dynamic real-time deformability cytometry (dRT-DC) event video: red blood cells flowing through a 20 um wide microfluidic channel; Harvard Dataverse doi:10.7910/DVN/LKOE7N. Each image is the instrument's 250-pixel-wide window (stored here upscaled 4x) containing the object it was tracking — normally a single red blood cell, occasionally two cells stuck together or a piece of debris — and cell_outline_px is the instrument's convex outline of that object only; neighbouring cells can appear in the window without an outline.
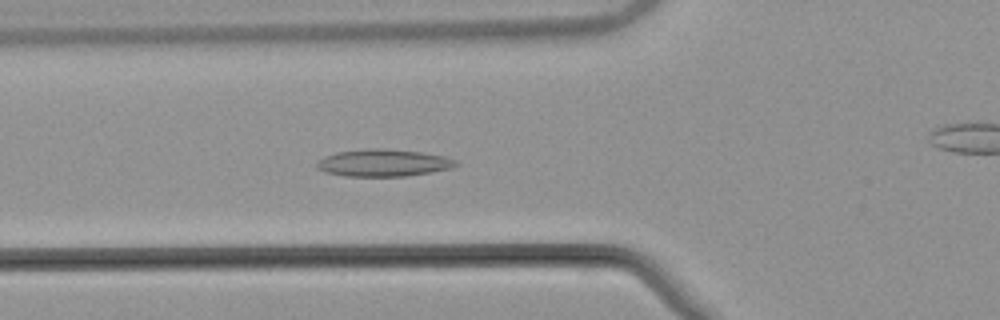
{"species": "common noctule bat (a hibernating species)", "species_latin": "Nyctalus noctula", "temperature_condition": "warm", "stored_images_in_passage": 55, "camera_frame_rate_fps": 3000, "um_per_image_px": 0.085, "animal": {"sex": "male", "body_mass_g": 21.5, "forearm_length_mm": 52.0}, "frame": {"image": 1, "passage_image": 20, "time_ms": 6.333, "image_size_px": [1000, 320], "cell_outline_px": [[460, 164], [452, 168], [432, 172], [404, 176], [344, 176], [324, 172], [316, 168], [316, 164], [324, 156], [336, 152], [372, 148], [384, 148], [420, 152], [444, 156], [456, 160]], "centroid_in_image_um": [32.59, 13.84], "position_along_channel_um": 93.2, "area_um2": 22.08}}
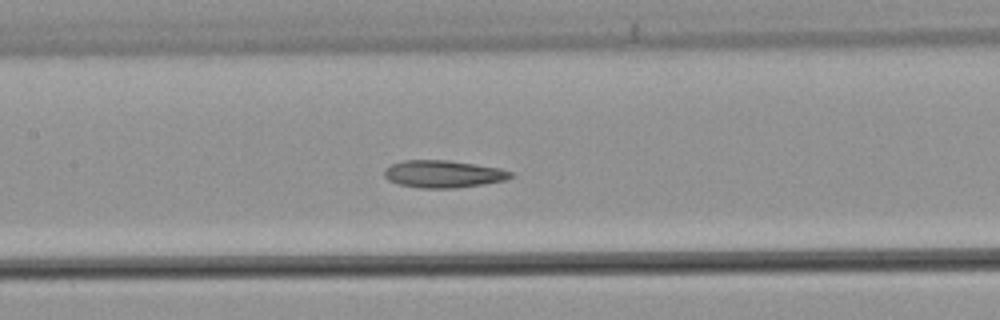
{"frame": {"image": 2, "passage_image": 26, "time_ms": 8.333, "image_size_px": [1000, 320], "cell_outline_px": [[512, 176], [504, 180], [484, 184], [456, 188], [420, 188], [400, 184], [388, 180], [384, 176], [384, 168], [392, 164], [404, 160], [448, 160], [500, 168], [512, 172]], "centroid_in_image_um": [37.65, 14.79], "position_along_channel_um": 169.7, "area_um2": 20.06}}
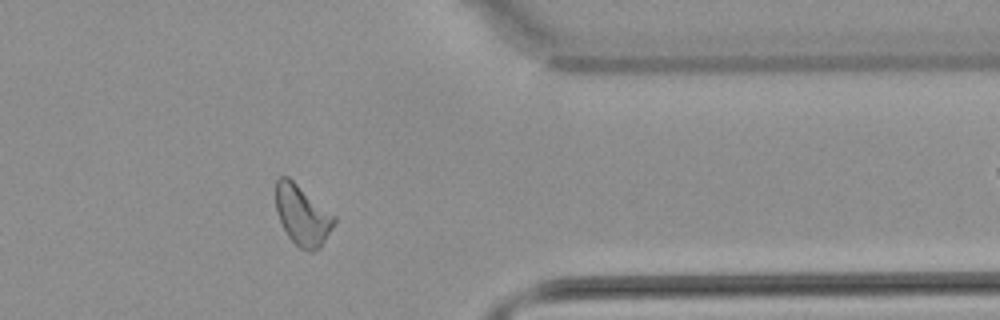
{"frame": {"image": 3, "passage_image": 44, "time_ms": 14.333, "image_size_px": [1000, 320], "cell_outline_px": [[336, 220], [332, 228], [320, 248], [312, 252], [308, 252], [300, 248], [288, 236], [276, 212], [276, 180], [280, 176], [288, 176], [336, 216]], "centroid_in_image_um": [25.7, 18.29], "position_along_channel_um": 385.7, "area_um2": 20.4}, "authors_computed_cell_mechanics": {"area_um2": 20.6346, "velocity_mm_per_s": 3.8171, "shape_relaxation_time_tau1_ms": null, "shape_relaxation_time_tau2_ms": 7.1833, "deformation_change_tau1": null, "deformation_change_tau2": 0.1568}}